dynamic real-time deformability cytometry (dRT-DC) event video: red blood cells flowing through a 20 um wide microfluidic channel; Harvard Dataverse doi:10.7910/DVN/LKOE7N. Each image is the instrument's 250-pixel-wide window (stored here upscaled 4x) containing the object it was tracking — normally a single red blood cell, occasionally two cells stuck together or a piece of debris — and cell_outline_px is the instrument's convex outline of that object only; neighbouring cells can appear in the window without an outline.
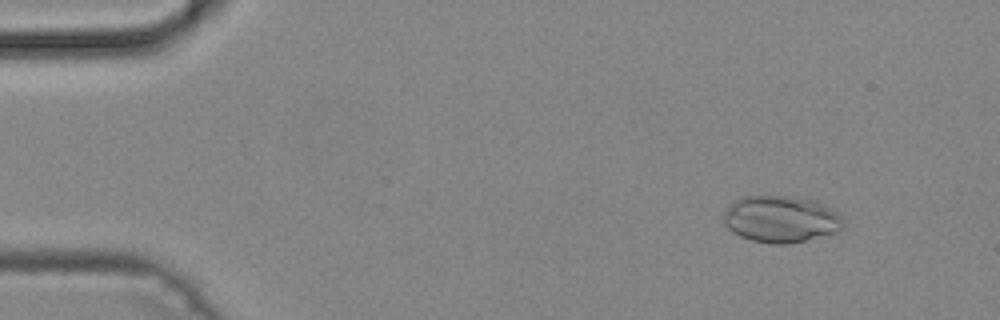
{"species": "common noctule bat (a hibernating species)", "species_latin": "Nyctalus noctula", "temperature_condition": "cold", "stored_images_in_passage": 48, "camera_frame_rate_fps": 3000, "um_per_image_px": 0.085, "animal": {"sex": "male", "body_mass_g": 19.2, "forearm_length_mm": 51.8}, "frame": {"image": 1, "passage_image": 5, "time_ms": 1.333, "image_size_px": [1000, 320], "cell_outline_px": [[840, 228], [836, 232], [788, 244], [772, 244], [752, 240], [740, 236], [732, 232], [724, 224], [724, 212], [736, 200], [744, 196], [788, 196], [816, 200], [836, 212], [840, 216]], "centroid_in_image_um": [66.33, 18.62], "position_along_channel_um": 18.7, "area_um2": 32.08}}
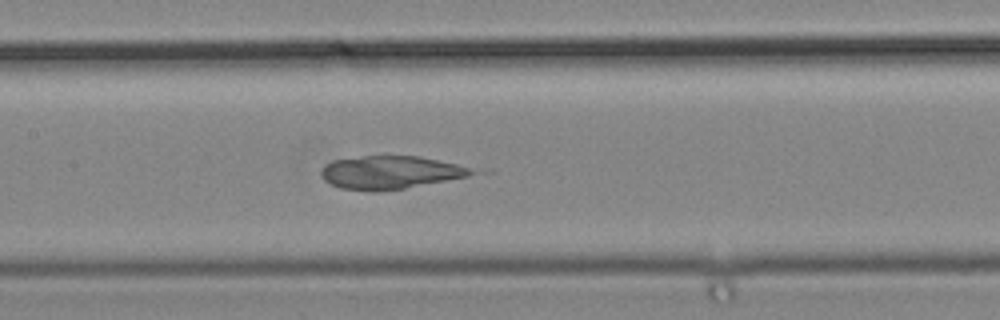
{"frame": {"image": 2, "passage_image": 23, "time_ms": 7.333, "image_size_px": [1000, 320], "cell_outline_px": [[492, 172], [404, 188], [380, 192], [372, 192], [340, 188], [324, 180], [320, 172], [324, 164], [332, 160], [364, 156], [420, 156]], "centroid_in_image_um": [33.28, 14.66], "position_along_channel_um": 174.1, "area_um2": 29.59}}
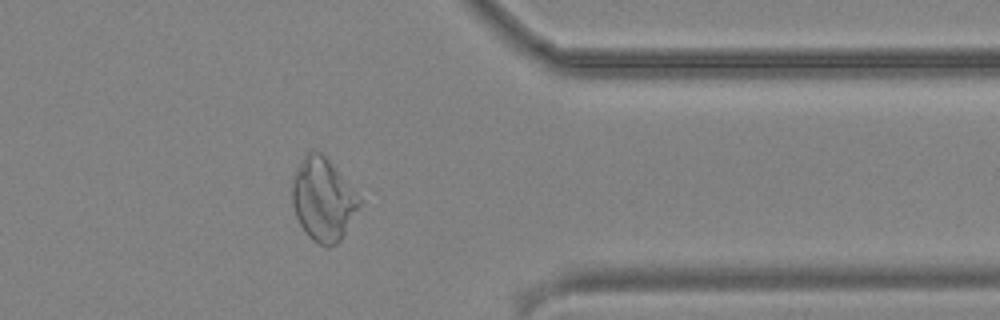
{"frame": {"image": 3, "passage_image": 39, "time_ms": 12.667, "image_size_px": [1000, 320], "cell_outline_px": [[364, 200], [340, 240], [336, 244], [328, 248], [312, 240], [308, 236], [300, 224], [296, 216], [292, 204], [292, 172], [300, 160], [312, 148], [316, 148], [336, 168]], "centroid_in_image_um": [27.45, 16.92], "position_along_channel_um": 384.0, "area_um2": 32.89}}